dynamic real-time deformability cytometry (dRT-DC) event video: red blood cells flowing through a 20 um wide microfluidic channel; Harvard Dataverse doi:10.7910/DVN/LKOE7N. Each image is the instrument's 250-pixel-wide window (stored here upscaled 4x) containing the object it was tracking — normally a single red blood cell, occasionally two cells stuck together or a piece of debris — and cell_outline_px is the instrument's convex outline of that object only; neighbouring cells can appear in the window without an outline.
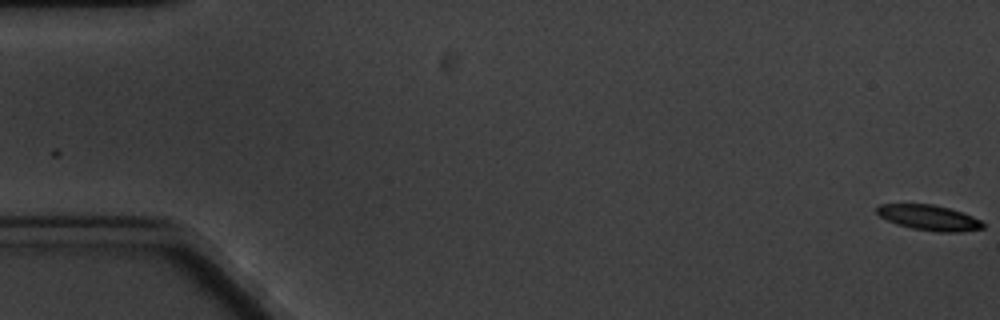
{"species": "common noctule bat (a hibernating species)", "species_latin": "Nyctalus noctula", "temperature_condition": "cold", "stored_images_in_passage": 6, "segment_of_instrument_passage": [1, 2], "camera_frame_rate_fps": 3000, "um_per_image_px": 0.085, "animal": {"sex": "male", "body_mass_g": 20.1, "forearm_length_mm": 53.5}, "frame": {"image": 1, "passage_image": 1, "time_ms": 0.0, "image_size_px": [1000, 320], "cell_outline_px": [[984, 228], [960, 232], [940, 232], [912, 228], [896, 224], [880, 216], [876, 212], [876, 208], [880, 204], [932, 204], [964, 212], [980, 220], [984, 224]], "centroid_in_image_um": [78.98, 18.5], "position_along_channel_um": 6.0, "area_um2": 15.61}}